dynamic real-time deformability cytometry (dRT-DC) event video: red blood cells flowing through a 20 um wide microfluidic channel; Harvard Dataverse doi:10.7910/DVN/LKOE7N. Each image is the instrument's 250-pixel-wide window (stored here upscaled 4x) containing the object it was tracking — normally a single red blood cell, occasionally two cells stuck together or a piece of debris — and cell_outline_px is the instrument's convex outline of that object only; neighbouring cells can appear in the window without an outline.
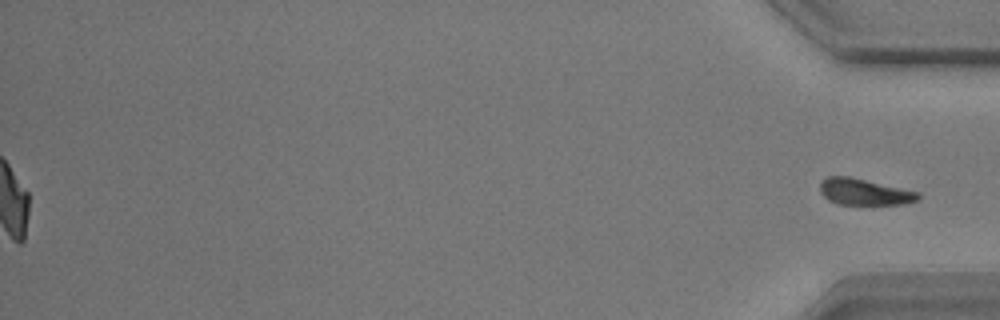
{"species": "common noctule bat (a hibernating species)", "species_latin": "Nyctalus noctula", "temperature_condition": "warm", "stored_images_in_passage": 54, "segment_of_instrument_passage": [2, 2], "camera_frame_rate_fps": 3000, "um_per_image_px": 0.085, "animal": {"sex": "male", "body_mass_g": 17.9}, "frame": {"image": 1, "passage_image": 54, "time_ms": 17.667, "image_size_px": [1000, 320], "cell_outline_px": [[920, 200], [904, 204], [836, 204], [828, 200], [820, 192], [820, 180], [828, 176], [848, 176], [920, 192]], "centroid_in_image_um": [73.46, 16.31], "position_along_channel_um": 361.7, "area_um2": 15.14}}